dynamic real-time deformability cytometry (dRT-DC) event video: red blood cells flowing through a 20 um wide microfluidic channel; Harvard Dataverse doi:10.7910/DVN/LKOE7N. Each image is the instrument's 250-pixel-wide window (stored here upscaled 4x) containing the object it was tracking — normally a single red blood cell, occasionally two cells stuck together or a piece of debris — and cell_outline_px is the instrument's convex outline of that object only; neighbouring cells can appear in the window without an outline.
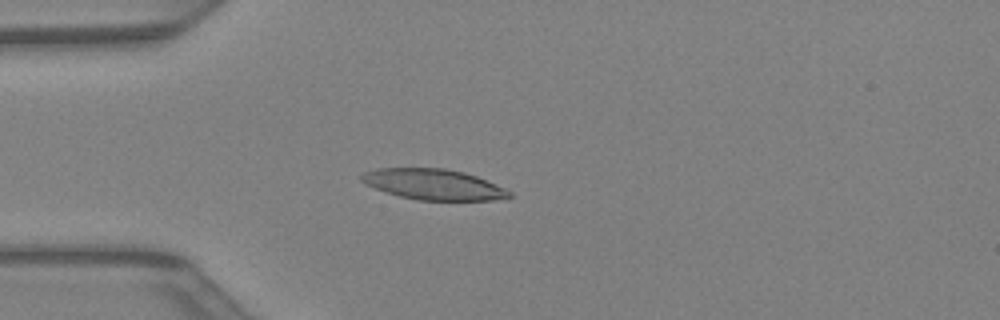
{"species": "Egyptian fruit bat (a non-hibernating species)", "species_latin": "Rousettus aegyptiacus", "temperature_condition": "warm", "stored_images_in_passage": 38, "camera_frame_rate_fps": 3000, "um_per_image_px": 0.085, "animal": {"sex": "female"}, "frame": {"image": 1, "passage_image": 11, "time_ms": 3.333, "image_size_px": [1000, 320], "cell_outline_px": [[512, 196], [492, 200], [420, 200], [400, 196], [364, 184], [360, 180], [360, 176], [364, 172], [380, 168], [444, 168], [464, 172], [476, 176], [504, 188], [512, 192]], "centroid_in_image_um": [36.83, 15.67], "position_along_channel_um": 48.2, "area_um2": 26.13}}
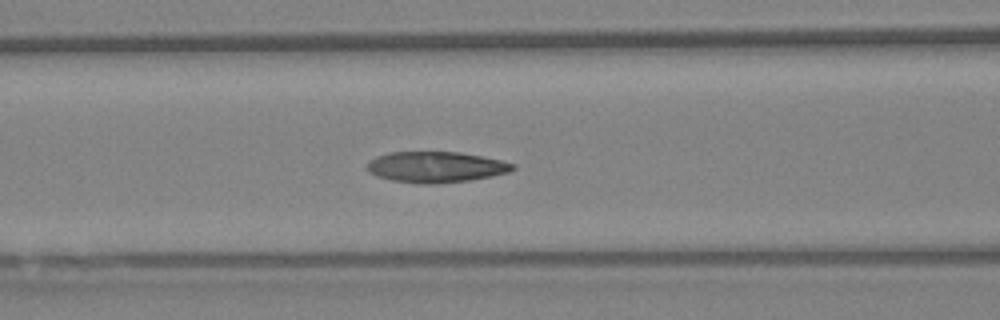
{"frame": {"image": 2, "passage_image": 17, "time_ms": 5.333, "image_size_px": [1000, 320], "cell_outline_px": [[516, 168], [508, 172], [492, 176], [468, 180], [440, 184], [420, 184], [392, 180], [376, 176], [368, 172], [368, 160], [376, 156], [388, 152], [460, 152], [500, 160], [516, 164]], "centroid_in_image_um": [37.03, 14.2], "position_along_channel_um": 129.6, "area_um2": 26.3}}
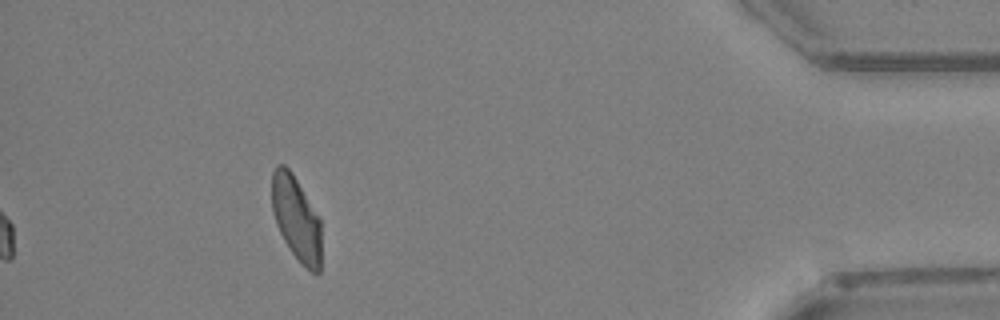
{"frame": {"image": 3, "passage_image": 38, "time_ms": 12.333, "image_size_px": [1000, 320], "cell_outline_px": [[320, 272], [312, 272], [300, 264], [284, 240], [276, 224], [272, 212], [272, 172], [276, 164], [284, 164], [292, 172], [320, 220]], "centroid_in_image_um": [25.16, 18.56], "position_along_channel_um": 410.0, "area_um2": 24.1}}